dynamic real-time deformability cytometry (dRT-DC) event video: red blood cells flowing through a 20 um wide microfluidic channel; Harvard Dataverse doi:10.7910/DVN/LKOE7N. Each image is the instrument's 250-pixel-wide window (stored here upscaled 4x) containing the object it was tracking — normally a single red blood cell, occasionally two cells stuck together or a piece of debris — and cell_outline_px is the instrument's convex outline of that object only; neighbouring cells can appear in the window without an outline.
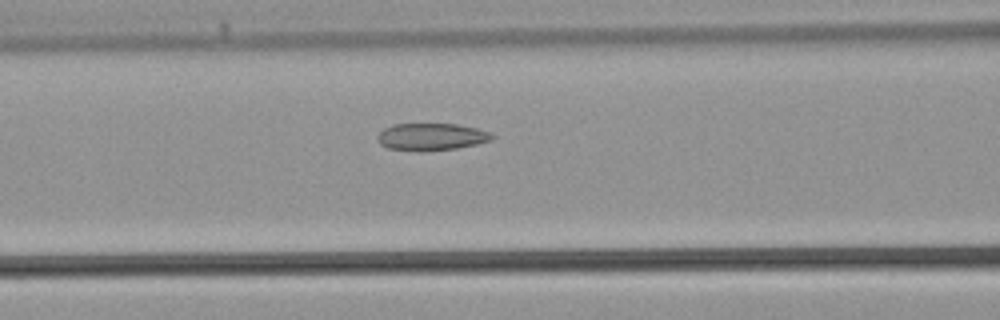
{"species": "common noctule bat (a hibernating species)", "species_latin": "Nyctalus noctula", "temperature_condition": "warm", "stored_images_in_passage": 25, "camera_frame_rate_fps": 3000, "um_per_image_px": 0.085, "animal": {"sex": "male", "body_mass_g": 21.5, "forearm_length_mm": 52.0}, "frame": {"image": 1, "passage_image": 5, "time_ms": 1.333, "image_size_px": [1000, 320], "cell_outline_px": [[496, 136], [492, 140], [476, 144], [456, 148], [388, 148], [380, 144], [376, 136], [384, 128], [392, 124], [456, 124], [476, 128], [488, 132]], "centroid_in_image_um": [36.69, 11.57], "position_along_channel_um": 129.9, "area_um2": 17.22}}
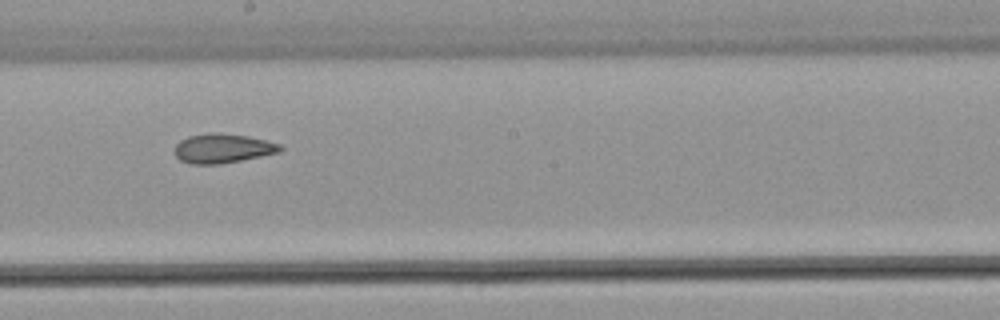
{"frame": {"image": 2, "passage_image": 11, "time_ms": 3.333, "image_size_px": [1000, 320], "cell_outline_px": [[284, 148], [280, 152], [220, 164], [192, 164], [180, 160], [176, 156], [176, 144], [180, 140], [188, 136], [212, 132], [248, 136], [280, 144]], "centroid_in_image_um": [18.93, 12.61], "position_along_channel_um": 229.3, "area_um2": 17.86}}
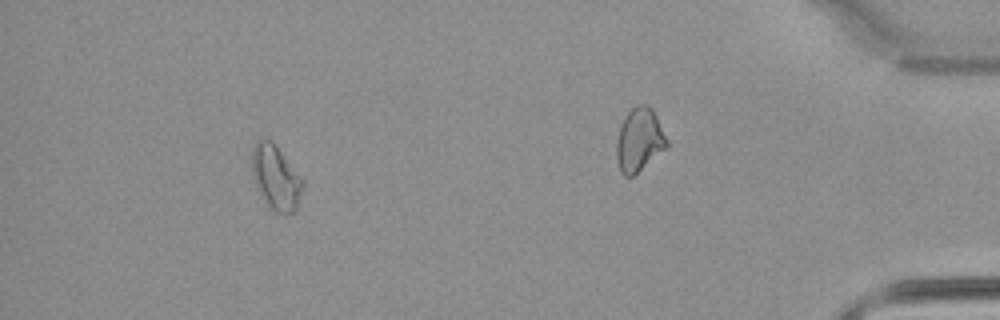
{"frame": {"image": 3, "passage_image": 21, "time_ms": 6.667, "image_size_px": [1000, 320], "cell_outline_px": [[304, 188], [296, 212], [276, 212], [268, 204], [260, 192], [256, 184], [252, 168], [252, 148], [256, 140], [260, 136], [272, 140], [304, 180]], "centroid_in_image_um": [23.47, 15.03], "position_along_channel_um": 411.7, "area_um2": 19.07}}